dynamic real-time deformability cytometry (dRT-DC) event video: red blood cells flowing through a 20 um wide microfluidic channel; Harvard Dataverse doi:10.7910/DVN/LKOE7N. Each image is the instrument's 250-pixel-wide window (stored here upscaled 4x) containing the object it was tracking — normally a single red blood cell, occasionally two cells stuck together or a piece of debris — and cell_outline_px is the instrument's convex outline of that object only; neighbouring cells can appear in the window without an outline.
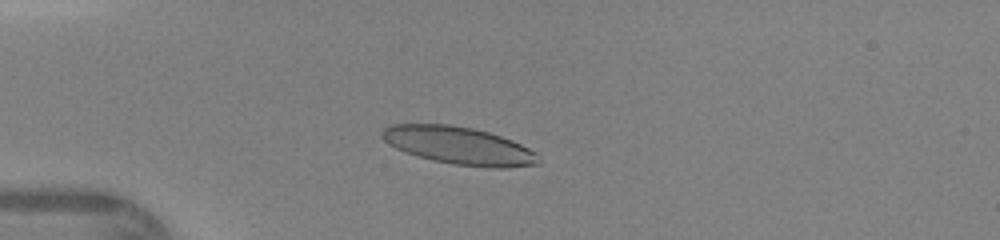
{"species": "human", "species_latin": "Homo sapiens", "temperature_condition": "warm", "stored_images_in_passage": 36, "camera_frame_rate_fps": 3000, "um_per_image_px": 0.085, "donor": {"sex": "female"}, "frame": {"image": 1, "passage_image": 2, "time_ms": 0.333, "image_size_px": [1000, 240], "cell_outline_px": [[540, 164], [504, 168], [492, 168], [452, 164], [432, 160], [396, 148], [388, 144], [380, 136], [380, 132], [384, 128], [392, 124], [448, 124], [472, 128], [488, 132], [512, 140], [536, 152], [540, 160]], "centroid_in_image_um": [39.01, 12.38], "position_along_channel_um": 46.0, "area_um2": 34.22}}
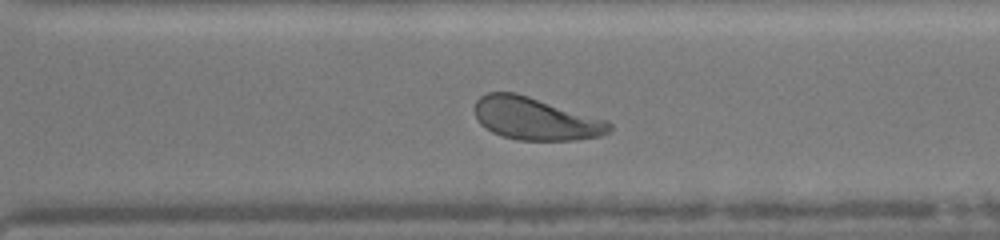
{"frame": {"image": 2, "passage_image": 23, "time_ms": 7.333, "image_size_px": [1000, 240], "cell_outline_px": [[612, 132], [600, 136], [576, 140], [516, 140], [500, 136], [492, 132], [480, 124], [476, 120], [472, 108], [476, 100], [480, 96], [488, 92], [516, 92], [608, 120], [612, 124]], "centroid_in_image_um": [45.5, 10.09], "position_along_channel_um": 325.1, "area_um2": 33.99}}
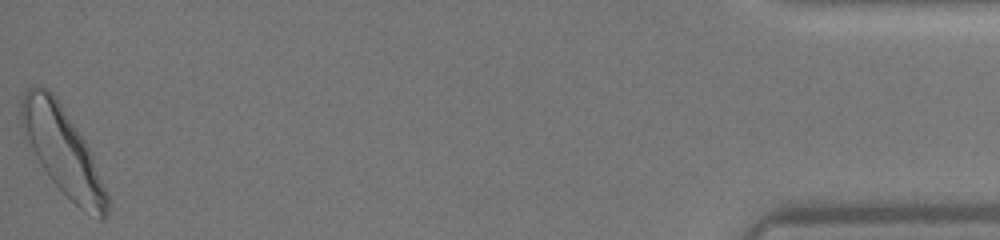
{"frame": {"image": 3, "passage_image": 36, "time_ms": 11.667, "image_size_px": [1000, 240], "cell_outline_px": [[108, 212], [100, 220], [84, 212], [48, 176], [40, 164], [24, 136], [20, 128], [20, 104], [24, 92], [28, 88], [40, 84], [48, 88], [56, 96], [84, 140], [92, 156], [108, 192]], "centroid_in_image_um": [5.3, 12.79], "position_along_channel_um": 429.9, "area_um2": 43.18}}